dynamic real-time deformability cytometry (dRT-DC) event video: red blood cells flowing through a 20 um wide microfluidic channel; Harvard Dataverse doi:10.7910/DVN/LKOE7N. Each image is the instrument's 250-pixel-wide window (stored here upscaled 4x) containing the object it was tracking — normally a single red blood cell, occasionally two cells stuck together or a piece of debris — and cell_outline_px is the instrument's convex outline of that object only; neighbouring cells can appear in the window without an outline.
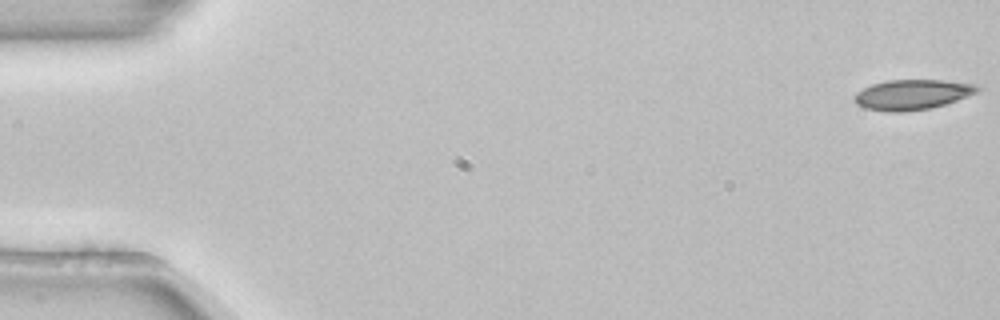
{"species": "common noctule bat (a hibernating species)", "species_latin": "Nyctalus noctula", "temperature_condition": "room temperature", "stored_images_in_passage": 54, "camera_frame_rate_fps": 3000, "um_per_image_px": 0.085, "animal": {"sex": "female", "body_mass_g": 22.7, "forearm_length_mm": 54.2}, "frame": {"image": 1, "passage_image": 1, "time_ms": 0.0, "image_size_px": [1000, 320], "cell_outline_px": [[984, 88], [968, 96], [932, 108], [904, 112], [884, 112], [864, 108], [856, 104], [852, 100], [852, 96], [856, 92], [872, 84], [888, 80], [944, 80], [976, 84]], "centroid_in_image_um": [77.51, 8.05], "position_along_channel_um": 7.5, "area_um2": 21.91}}
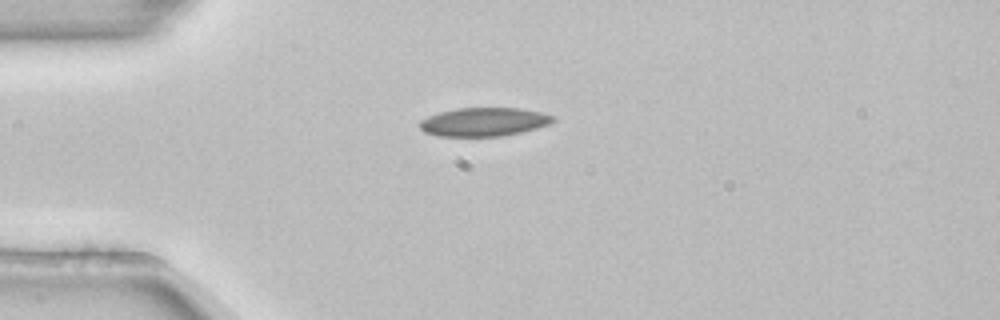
{"frame": {"image": 2, "passage_image": 14, "time_ms": 4.333, "image_size_px": [1000, 320], "cell_outline_px": [[556, 120], [548, 124], [536, 128], [504, 136], [436, 136], [424, 132], [420, 128], [420, 120], [428, 116], [440, 112], [456, 108], [520, 108], [540, 112], [556, 116]], "centroid_in_image_um": [41.13, 10.36], "position_along_channel_um": 43.9, "area_um2": 22.25}}
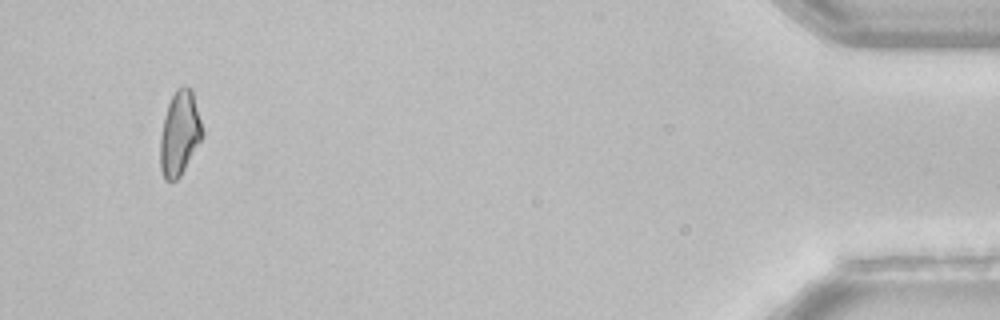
{"frame": {"image": 3, "passage_image": 51, "time_ms": 16.667, "image_size_px": [1000, 320], "cell_outline_px": [[204, 136], [180, 176], [176, 180], [164, 180], [160, 168], [160, 136], [164, 116], [168, 104], [176, 88], [184, 84], [192, 92], [204, 132]], "centroid_in_image_um": [15.26, 11.35], "position_along_channel_um": 419.9, "area_um2": 20.69}, "authors_computed_cell_mechanics": {"area_um2": 21.4438, "velocity_mm_per_s": 3.871, "shape_relaxation_time_tau1_ms": null, "shape_relaxation_time_tau2_ms": 9.3553, "deformation_change_tau1": null, "deformation_change_tau2": 0.1171}}